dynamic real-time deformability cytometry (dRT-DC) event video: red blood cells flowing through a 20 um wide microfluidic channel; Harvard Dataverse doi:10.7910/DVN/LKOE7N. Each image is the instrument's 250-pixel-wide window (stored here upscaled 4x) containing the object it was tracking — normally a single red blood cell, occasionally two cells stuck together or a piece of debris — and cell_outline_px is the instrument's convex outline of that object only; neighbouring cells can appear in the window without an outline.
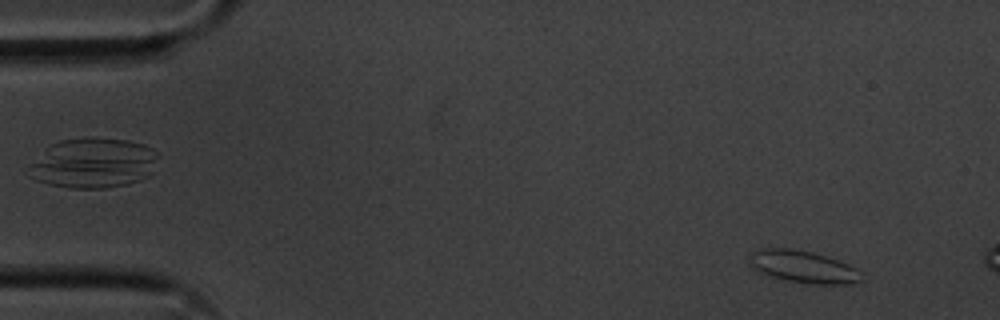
{"species": "common noctule bat (a hibernating species)", "species_latin": "Nyctalus noctula", "temperature_condition": "cold", "stored_images_in_passage": 3, "camera_frame_rate_fps": 3000, "um_per_image_px": 0.085, "animal": {"sex": "male", "body_mass_g": 20.1, "forearm_length_mm": 53.5}, "frame": {"image": 1, "passage_image": 1, "time_ms": 0.0, "image_size_px": [1000, 320], "cell_outline_px": [[864, 280], [844, 284], [816, 284], [788, 280], [756, 272], [752, 268], [752, 252], [764, 248], [788, 248], [812, 252], [848, 264], [860, 272]], "centroid_in_image_um": [68.28, 22.68], "position_along_channel_um": 16.7, "area_um2": 20.52}}